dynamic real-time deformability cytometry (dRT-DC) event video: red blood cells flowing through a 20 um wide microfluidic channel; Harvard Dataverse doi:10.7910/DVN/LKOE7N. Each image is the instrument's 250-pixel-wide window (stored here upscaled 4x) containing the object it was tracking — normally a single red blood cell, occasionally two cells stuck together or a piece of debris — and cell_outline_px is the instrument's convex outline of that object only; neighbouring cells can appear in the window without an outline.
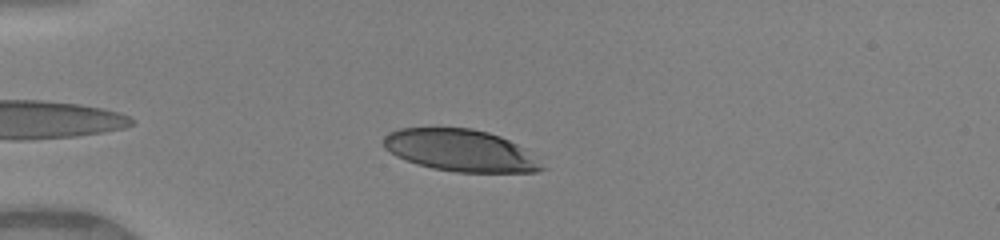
{"species": "human", "species_latin": "Homo sapiens", "temperature_condition": "warm", "stored_images_in_passage": 34, "camera_frame_rate_fps": 3000, "um_per_image_px": 0.085, "donor": {"sex": "female"}, "frame": {"image": 1, "passage_image": 5, "time_ms": 1.333, "image_size_px": [1000, 240], "cell_outline_px": [[548, 168], [536, 172], [456, 172], [432, 168], [416, 164], [396, 156], [384, 148], [384, 136], [388, 132], [400, 128], [472, 128], [488, 132], [500, 136], [524, 148]], "centroid_in_image_um": [39.14, 12.79], "position_along_channel_um": 45.9, "area_um2": 38.73}}
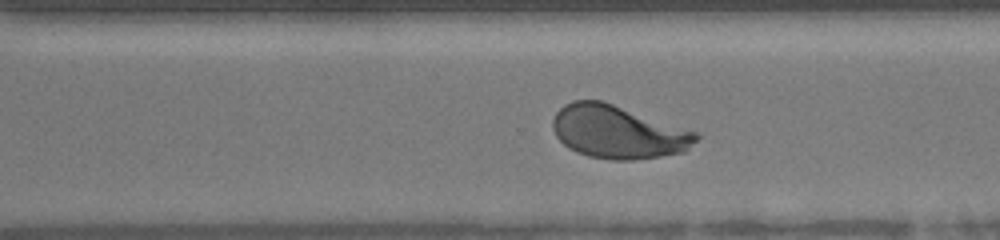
{"frame": {"image": 2, "passage_image": 27, "time_ms": 8.667, "image_size_px": [1000, 240], "cell_outline_px": [[700, 136], [684, 152], [660, 156], [632, 160], [612, 160], [588, 156], [576, 152], [568, 148], [556, 136], [552, 128], [552, 120], [556, 112], [564, 104], [572, 100], [604, 100], [700, 132]], "centroid_in_image_um": [52.54, 11.2], "position_along_channel_um": 318.1, "area_um2": 44.91}}
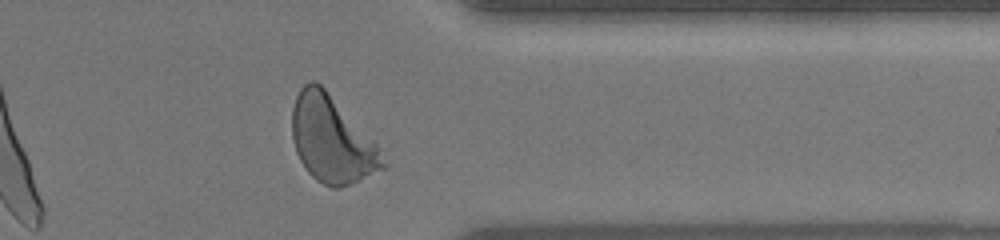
{"frame": {"image": 3, "passage_image": 32, "time_ms": 10.333, "image_size_px": [1000, 240], "cell_outline_px": [[388, 168], [340, 188], [332, 188], [316, 180], [308, 172], [300, 160], [296, 152], [292, 136], [292, 108], [296, 96], [300, 88], [308, 80], [316, 80], [384, 148], [388, 164]], "centroid_in_image_um": [28.27, 11.87], "position_along_channel_um": 383.1, "area_um2": 46.7}, "authors_computed_cell_mechanics": {"area_um2": 43.8413, "velocity_mm_per_s": 4.1153, "shape_relaxation_time_tau1_ms": 2.8834, "shape_relaxation_time_tau2_ms": null, "deformation_change_tau1": 0.1838, "deformation_change_tau2": null}}